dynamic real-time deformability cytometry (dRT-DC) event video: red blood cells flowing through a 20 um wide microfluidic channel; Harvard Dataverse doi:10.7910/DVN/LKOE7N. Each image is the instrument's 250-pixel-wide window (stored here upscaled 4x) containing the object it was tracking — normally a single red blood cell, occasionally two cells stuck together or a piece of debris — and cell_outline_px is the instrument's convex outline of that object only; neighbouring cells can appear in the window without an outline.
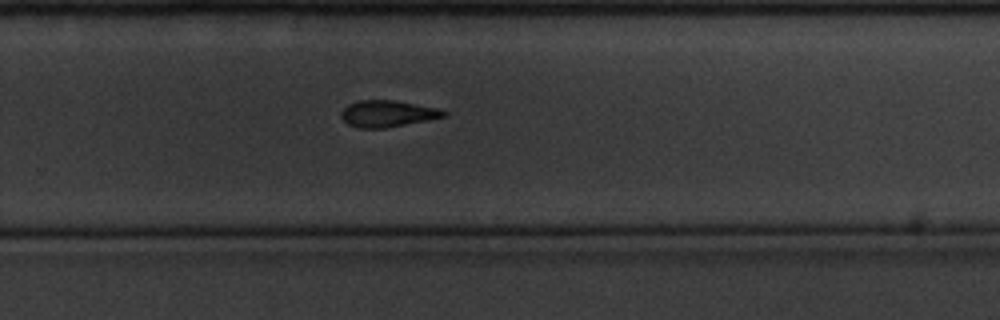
{"species": "common noctule bat (a hibernating species)", "species_latin": "Nyctalus noctula", "temperature_condition": "cold", "stored_images_in_passage": 11, "camera_frame_rate_fps": 3000, "um_per_image_px": 0.085, "animal": {"sex": "male", "body_mass_g": 20.1, "forearm_length_mm": 53.5}, "frame": {"image": 1, "passage_image": 11, "time_ms": 3.333, "image_size_px": [1000, 320], "cell_outline_px": [[448, 112], [444, 116], [428, 120], [384, 128], [360, 128], [348, 124], [340, 116], [340, 112], [348, 104], [360, 100], [396, 100], [440, 108]], "centroid_in_image_um": [32.94, 9.65], "position_along_channel_um": 296.9, "area_um2": 15.9}}